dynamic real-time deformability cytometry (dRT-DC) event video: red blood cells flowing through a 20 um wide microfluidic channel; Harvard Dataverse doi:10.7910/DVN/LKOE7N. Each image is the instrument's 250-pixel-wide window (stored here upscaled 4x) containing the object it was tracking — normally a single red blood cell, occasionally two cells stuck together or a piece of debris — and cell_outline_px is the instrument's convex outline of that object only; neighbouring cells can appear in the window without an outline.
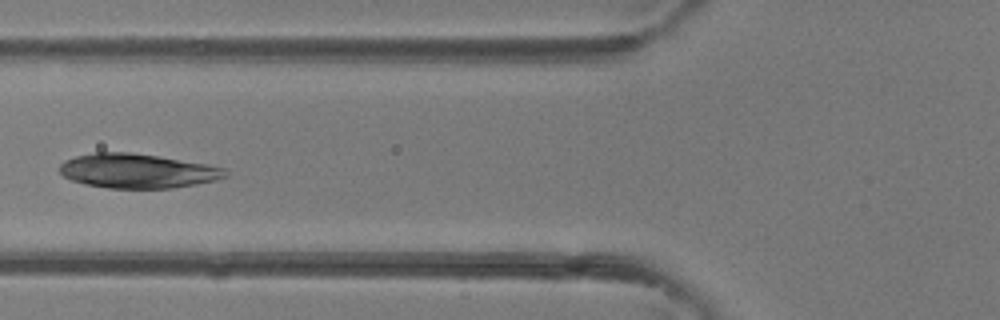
{"species": "common noctule bat (a hibernating species)", "species_latin": "Nyctalus noctula", "temperature_condition": "room temperature", "stored_images_in_passage": 39, "camera_frame_rate_fps": 3000, "um_per_image_px": 0.085, "animal": {"sex": "female"}, "frame": {"image": 1, "passage_image": 15, "time_ms": 4.667, "image_size_px": [1000, 320], "cell_outline_px": [[228, 176], [216, 180], [196, 184], [172, 188], [108, 188], [88, 184], [72, 180], [64, 176], [60, 172], [60, 164], [64, 160], [76, 156], [96, 152], [128, 152], [160, 156], [208, 164], [224, 168], [228, 172]], "centroid_in_image_um": [11.71, 14.52], "position_along_channel_um": 114.1, "area_um2": 33.18}}
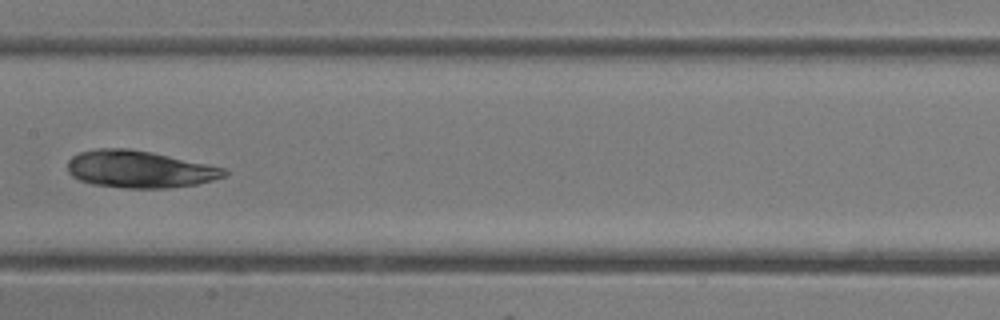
{"frame": {"image": 2, "passage_image": 20, "time_ms": 6.333, "image_size_px": [1000, 320], "cell_outline_px": [[228, 176], [196, 184], [168, 188], [128, 188], [92, 184], [80, 180], [72, 176], [68, 172], [68, 160], [72, 156], [80, 152], [96, 148], [128, 148], [152, 152], [208, 164], [224, 168], [228, 172]], "centroid_in_image_um": [11.85, 14.38], "position_along_channel_um": 195.5, "area_um2": 33.99}}
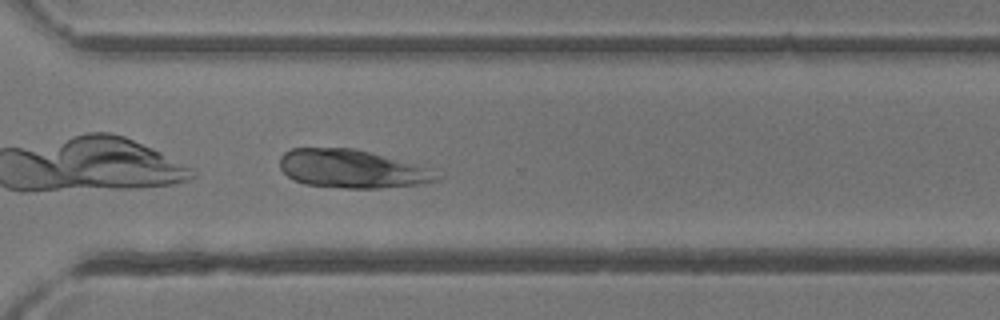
{"frame": {"image": 3, "passage_image": 29, "time_ms": 9.333, "image_size_px": [1000, 320], "cell_outline_px": [[444, 176], [436, 180], [420, 184], [380, 188], [344, 188], [304, 184], [292, 180], [280, 168], [280, 156], [284, 152], [292, 148], [352, 148], [368, 152], [424, 168]], "centroid_in_image_um": [29.81, 14.37], "position_along_channel_um": 340.8, "area_um2": 34.39}}